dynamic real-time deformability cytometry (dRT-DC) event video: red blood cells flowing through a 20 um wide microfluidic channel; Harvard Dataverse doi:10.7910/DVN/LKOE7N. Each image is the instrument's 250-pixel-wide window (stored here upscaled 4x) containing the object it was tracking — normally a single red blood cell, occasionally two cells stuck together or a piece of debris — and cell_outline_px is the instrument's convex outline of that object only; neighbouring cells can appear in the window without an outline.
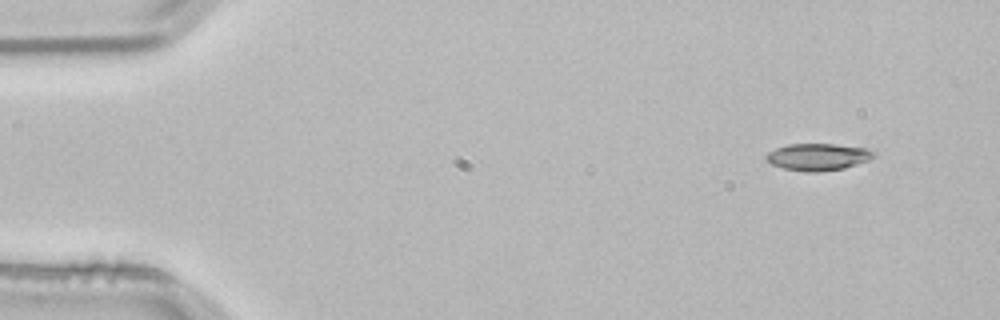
{"species": "common noctule bat (a hibernating species)", "species_latin": "Nyctalus noctula", "temperature_condition": "room temperature", "stored_images_in_passage": 3, "camera_frame_rate_fps": 3000, "um_per_image_px": 0.085, "animal": {"sex": "male", "body_mass_g": 21.5, "forearm_length_mm": 52.0}, "frame": {"image": 1, "passage_image": 1, "time_ms": 0.0, "image_size_px": [1000, 320], "cell_outline_px": [[876, 156], [868, 160], [844, 168], [820, 172], [808, 172], [784, 168], [772, 164], [764, 160], [764, 156], [768, 152], [776, 148], [788, 144], [836, 144], [868, 148], [876, 152]], "centroid_in_image_um": [69.53, 13.33], "position_along_channel_um": 15.5, "area_um2": 17.05}}